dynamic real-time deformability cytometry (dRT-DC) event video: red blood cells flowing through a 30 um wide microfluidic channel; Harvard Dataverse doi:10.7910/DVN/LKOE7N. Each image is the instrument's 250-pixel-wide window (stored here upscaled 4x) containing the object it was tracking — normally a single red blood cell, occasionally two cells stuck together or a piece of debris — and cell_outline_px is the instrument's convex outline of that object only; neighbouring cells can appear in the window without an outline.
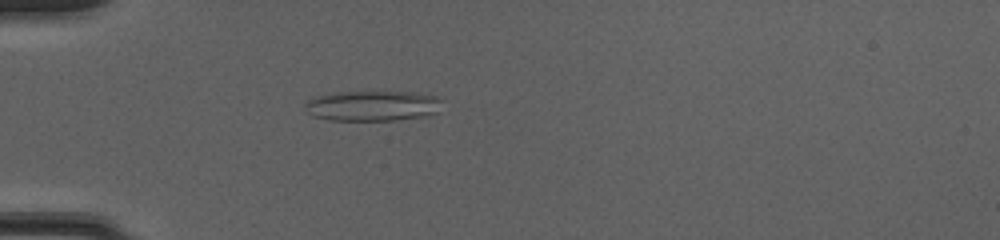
{"species": "common noctule bat (a hibernating species)", "species_latin": "Nyctalus noctula", "temperature_condition": "cold", "stored_images_in_passage": 50, "camera_frame_rate_fps": 3000, "um_per_image_px": 0.085, "animal": {"sex": "female", "body_mass_g": 20.0, "forearm_length_mm": 54.0}, "frame": {"image": 1, "passage_image": 16, "time_ms": 5.0, "image_size_px": [1000, 240], "cell_outline_px": [[444, 100], [440, 112], [428, 116], [396, 120], [332, 120], [312, 116], [304, 108], [304, 104], [312, 96], [332, 92], [384, 88], [412, 92], [436, 96]], "centroid_in_image_um": [31.71, 8.93], "position_along_channel_um": 53.3, "area_um2": 25.89}}
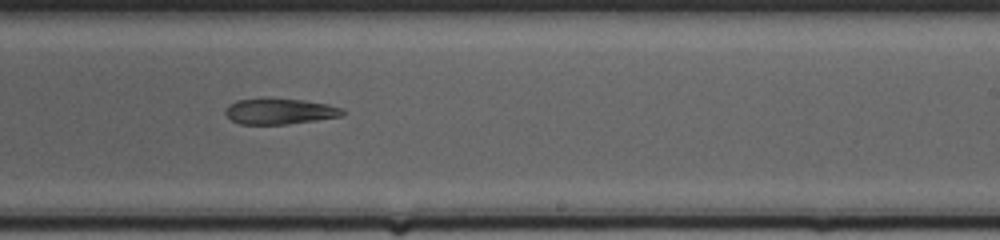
{"frame": {"image": 2, "passage_image": 32, "time_ms": 10.333, "image_size_px": [1000, 240], "cell_outline_px": [[344, 116], [288, 124], [240, 124], [232, 120], [224, 112], [228, 104], [236, 100], [304, 100], [328, 104], [344, 108]], "centroid_in_image_um": [23.82, 9.49], "position_along_channel_um": 265.2, "area_um2": 17.22}}
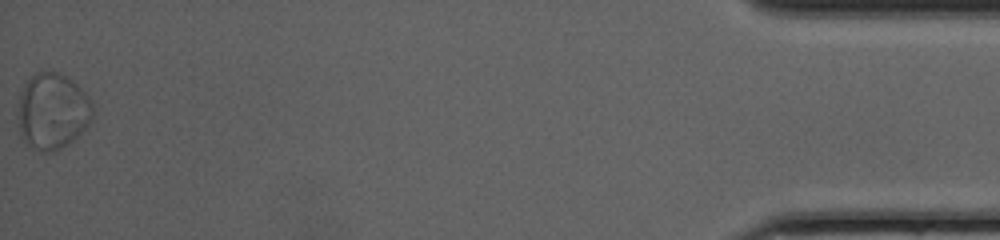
{"frame": {"image": 3, "passage_image": 50, "time_ms": 16.333, "image_size_px": [1000, 240], "cell_outline_px": [[92, 120], [68, 144], [56, 152], [40, 152], [24, 144], [20, 136], [20, 92], [24, 84], [36, 72], [56, 72], [72, 80], [88, 96], [92, 104]], "centroid_in_image_um": [4.45, 9.49], "position_along_channel_um": 430.7, "area_um2": 32.89}}